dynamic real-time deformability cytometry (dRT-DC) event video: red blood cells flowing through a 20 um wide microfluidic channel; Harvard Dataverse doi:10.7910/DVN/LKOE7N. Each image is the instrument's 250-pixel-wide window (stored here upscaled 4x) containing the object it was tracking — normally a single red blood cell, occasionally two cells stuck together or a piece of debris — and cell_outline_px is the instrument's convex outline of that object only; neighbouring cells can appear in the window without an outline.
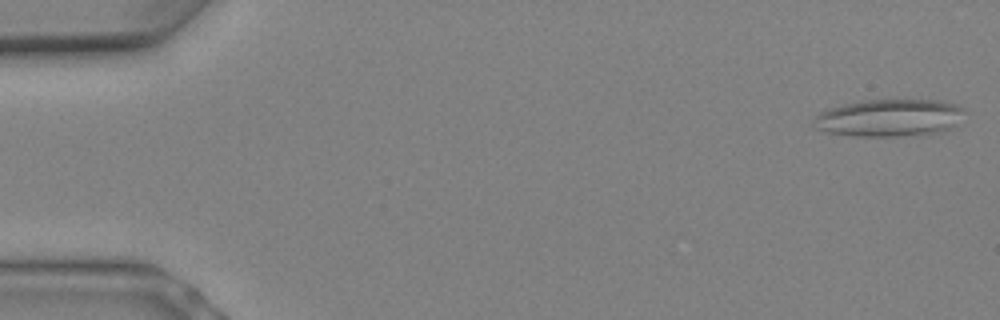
{"species": "Egyptian fruit bat (a non-hibernating species)", "species_latin": "Rousettus aegyptiacus", "temperature_condition": "warm", "stored_images_in_passage": 7, "camera_frame_rate_fps": 3000, "um_per_image_px": 0.085, "animal": {"sex": "female"}, "frame": {"image": 1, "passage_image": 1, "time_ms": 0.0, "image_size_px": [1000, 320], "cell_outline_px": [[964, 108], [952, 124], [948, 128], [940, 132], [920, 136], [852, 136], [828, 132], [816, 128], [812, 124], [812, 120], [820, 112], [828, 108], [860, 100], [932, 100], [956, 104]], "centroid_in_image_um": [75.49, 10.02], "position_along_channel_um": 9.5, "area_um2": 32.6}}